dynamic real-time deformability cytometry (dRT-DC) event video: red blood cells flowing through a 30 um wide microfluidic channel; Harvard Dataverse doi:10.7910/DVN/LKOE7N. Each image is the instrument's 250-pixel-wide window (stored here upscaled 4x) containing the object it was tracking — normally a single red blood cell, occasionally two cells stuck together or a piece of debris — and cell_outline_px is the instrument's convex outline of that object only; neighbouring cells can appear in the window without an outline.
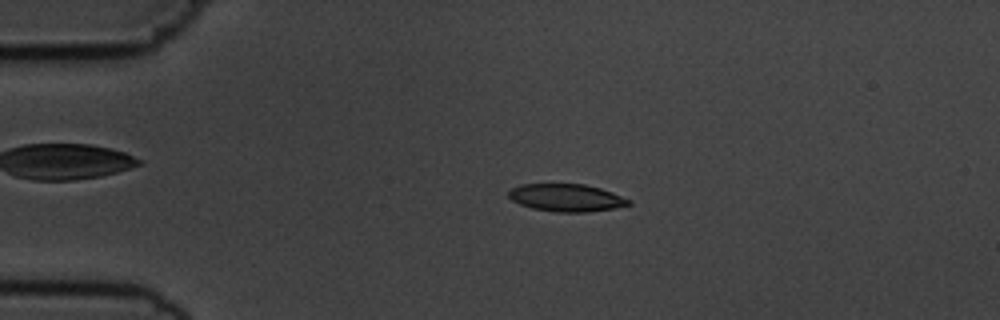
{"species": "common noctule bat (a hibernating species)", "species_latin": "Nyctalus noctula", "temperature_condition": "cold", "stored_images_in_passage": 55, "camera_frame_rate_fps": 3000, "um_per_image_px": 0.085, "animal": {"sex": "male", "body_mass_g": 19.5, "forearm_length_mm": 54.6}, "frame": {"image": 1, "passage_image": 12, "time_ms": 3.667, "image_size_px": [1000, 320], "cell_outline_px": [[632, 204], [612, 208], [588, 212], [556, 212], [532, 208], [520, 204], [512, 200], [508, 196], [508, 192], [512, 188], [520, 184], [584, 184], [600, 188], [612, 192], [632, 200]], "centroid_in_image_um": [48.15, 16.8], "position_along_channel_um": 36.9, "area_um2": 19.25}}
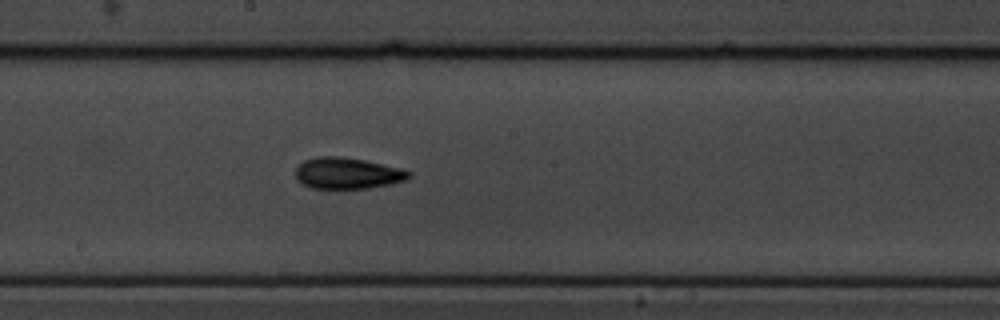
{"frame": {"image": 2, "passage_image": 30, "time_ms": 9.667, "image_size_px": [1000, 320], "cell_outline_px": [[412, 176], [408, 180], [368, 188], [312, 188], [304, 184], [296, 176], [296, 168], [304, 160], [316, 156], [340, 156], [364, 160], [400, 168], [412, 172]], "centroid_in_image_um": [29.56, 14.71], "position_along_channel_um": 218.6, "area_um2": 20.52}}
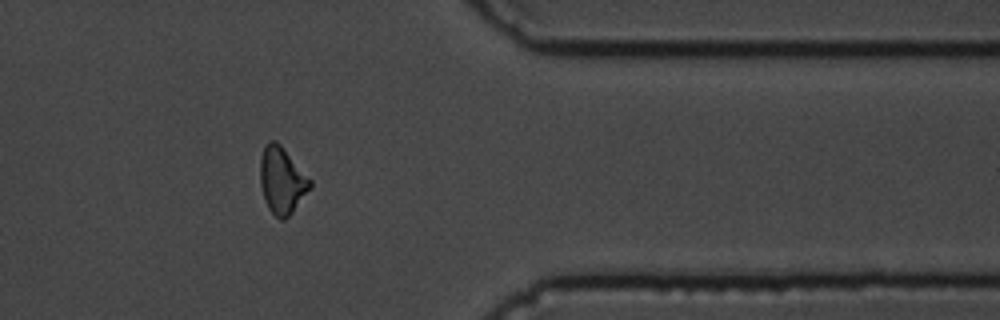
{"frame": {"image": 3, "passage_image": 45, "time_ms": 14.667, "image_size_px": [1000, 320], "cell_outline_px": [[312, 188], [292, 212], [284, 220], [280, 220], [268, 208], [264, 200], [260, 184], [260, 160], [264, 148], [268, 140], [276, 140], [280, 144], [312, 180]], "centroid_in_image_um": [23.97, 15.34], "position_along_channel_um": 387.4, "area_um2": 19.48}, "authors_computed_cell_mechanics": {"area_um2": 19.4208, "velocity_mm_per_s": 3.6662, "shape_relaxation_time_tau1_ms": 3.396, "shape_relaxation_time_tau2_ms": 1.8524, "deformation_change_tau1": 0.1435, "deformation_change_tau2": 0.0827}}